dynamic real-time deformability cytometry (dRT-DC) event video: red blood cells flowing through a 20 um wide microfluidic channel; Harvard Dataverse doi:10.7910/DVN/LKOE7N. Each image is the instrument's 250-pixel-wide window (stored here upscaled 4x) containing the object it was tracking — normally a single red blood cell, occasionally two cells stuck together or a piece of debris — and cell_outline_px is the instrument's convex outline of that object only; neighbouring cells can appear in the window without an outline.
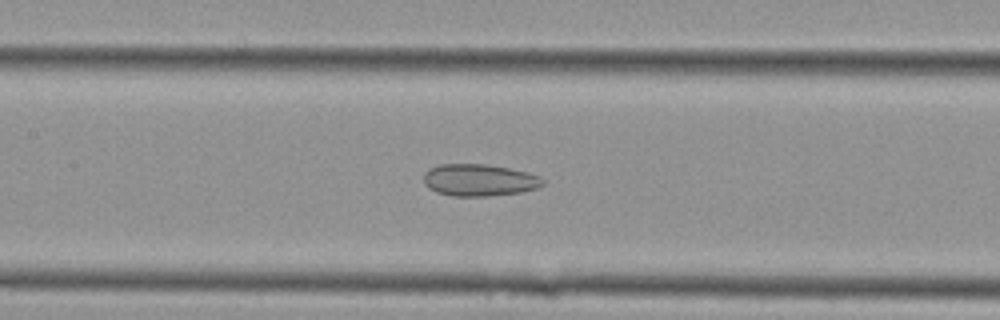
{"species": "Egyptian fruit bat (a non-hibernating species)", "species_latin": "Rousettus aegyptiacus", "temperature_condition": "cold", "stored_images_in_passage": 14, "camera_frame_rate_fps": 3000, "um_per_image_px": 0.085, "animal": {"sex": "female"}, "frame": {"image": 1, "passage_image": 10, "time_ms": 3.0, "image_size_px": [1000, 320], "cell_outline_px": [[544, 184], [540, 188], [520, 192], [488, 196], [452, 196], [436, 192], [428, 188], [424, 184], [424, 172], [428, 168], [440, 164], [484, 164], [508, 168], [528, 172], [544, 180]], "centroid_in_image_um": [40.7, 15.31], "position_along_channel_um": 166.7, "area_um2": 22.31}}
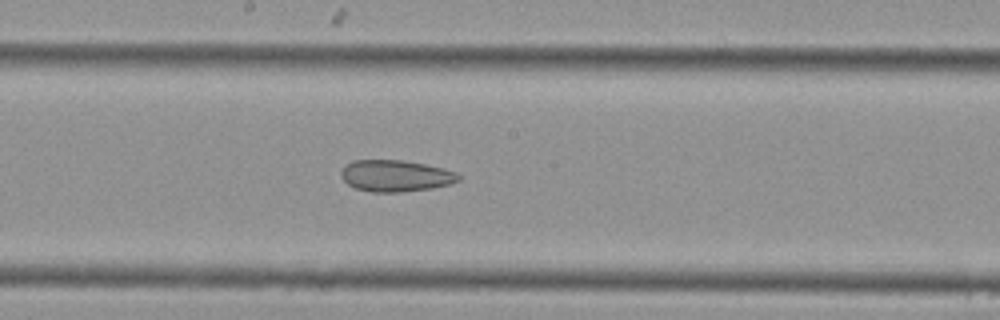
{"frame": {"image": 2, "passage_image": 12, "time_ms": 3.667, "image_size_px": [1000, 320], "cell_outline_px": [[460, 180], [448, 184], [432, 188], [400, 192], [372, 192], [356, 188], [348, 184], [340, 176], [340, 172], [352, 160], [400, 160], [424, 164], [444, 168], [456, 172], [460, 176]], "centroid_in_image_um": [33.63, 14.94], "position_along_channel_um": 214.6, "area_um2": 21.44}}
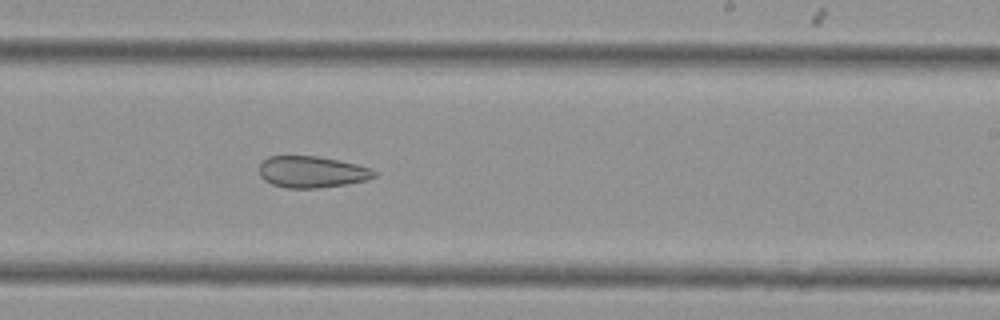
{"frame": {"image": 3, "passage_image": 14, "time_ms": 4.333, "image_size_px": [1000, 320], "cell_outline_px": [[376, 176], [368, 180], [320, 188], [288, 188], [272, 184], [264, 180], [260, 176], [260, 164], [268, 156], [316, 156], [356, 164], [372, 168], [376, 172]], "centroid_in_image_um": [26.51, 14.62], "position_along_channel_um": 262.5, "area_um2": 21.04}}